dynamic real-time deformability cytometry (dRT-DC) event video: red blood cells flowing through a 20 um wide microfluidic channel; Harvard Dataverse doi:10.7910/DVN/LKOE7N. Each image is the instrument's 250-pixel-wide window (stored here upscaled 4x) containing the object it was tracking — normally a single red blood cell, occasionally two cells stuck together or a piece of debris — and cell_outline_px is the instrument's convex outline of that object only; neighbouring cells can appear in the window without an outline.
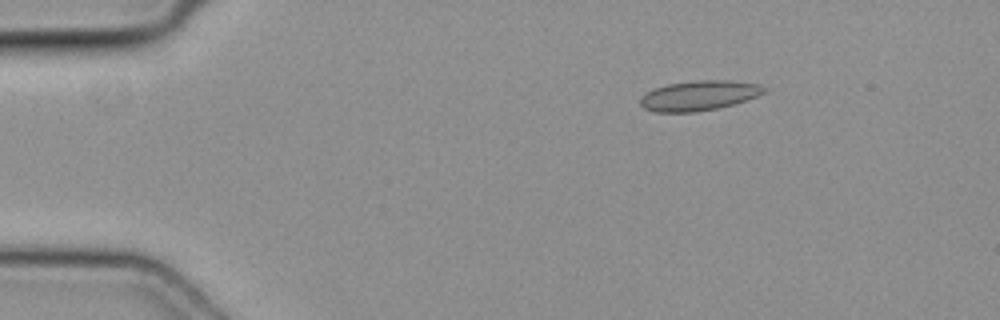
{"species": "common noctule bat (a hibernating species)", "species_latin": "Nyctalus noctula", "temperature_condition": "cold", "stored_images_in_passage": 43, "camera_frame_rate_fps": 3000, "um_per_image_px": 0.085, "animal": {"sex": "female", "body_mass_g": 19.3, "forearm_length_mm": 54.1}, "frame": {"image": 1, "passage_image": 2, "time_ms": 0.333, "image_size_px": [1000, 320], "cell_outline_px": [[768, 92], [732, 104], [716, 108], [696, 112], [656, 112], [644, 108], [640, 104], [640, 96], [656, 88], [668, 84], [696, 80], [728, 80], [760, 84]], "centroid_in_image_um": [59.4, 8.12], "position_along_channel_um": 25.6, "area_um2": 21.39}}
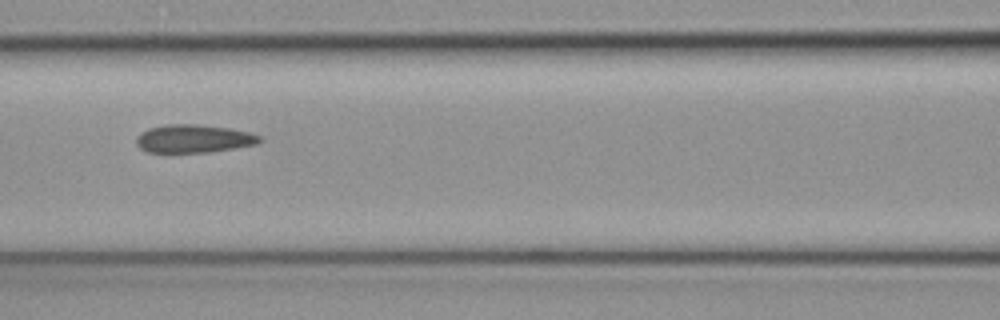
{"frame": {"image": 2, "passage_image": 16, "time_ms": 5.0, "image_size_px": [1000, 320], "cell_outline_px": [[264, 140], [256, 144], [208, 152], [148, 152], [140, 148], [136, 144], [136, 136], [140, 132], [148, 128], [168, 124], [196, 124], [228, 128], [252, 132], [264, 136]], "centroid_in_image_um": [16.48, 11.77], "position_along_channel_um": 150.1, "area_um2": 20.35}}
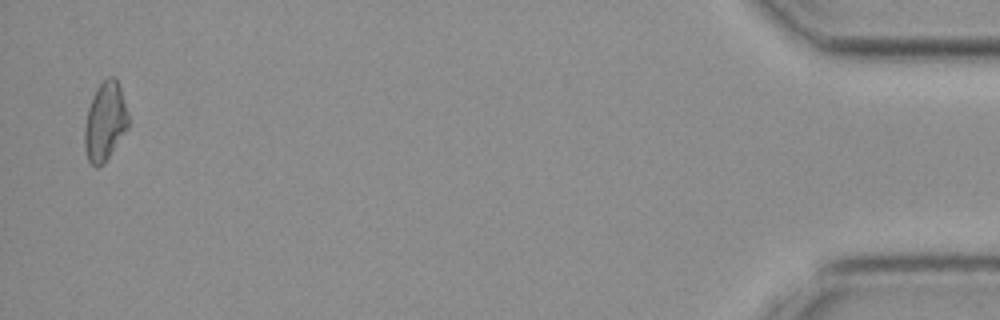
{"frame": {"image": 3, "passage_image": 42, "time_ms": 13.667, "image_size_px": [1000, 320], "cell_outline_px": [[128, 128], [104, 164], [96, 168], [88, 160], [84, 148], [84, 128], [88, 108], [92, 96], [96, 88], [108, 76], [116, 76], [120, 84], [128, 116]], "centroid_in_image_um": [8.92, 10.32], "position_along_channel_um": 426.3, "area_um2": 20.23}}